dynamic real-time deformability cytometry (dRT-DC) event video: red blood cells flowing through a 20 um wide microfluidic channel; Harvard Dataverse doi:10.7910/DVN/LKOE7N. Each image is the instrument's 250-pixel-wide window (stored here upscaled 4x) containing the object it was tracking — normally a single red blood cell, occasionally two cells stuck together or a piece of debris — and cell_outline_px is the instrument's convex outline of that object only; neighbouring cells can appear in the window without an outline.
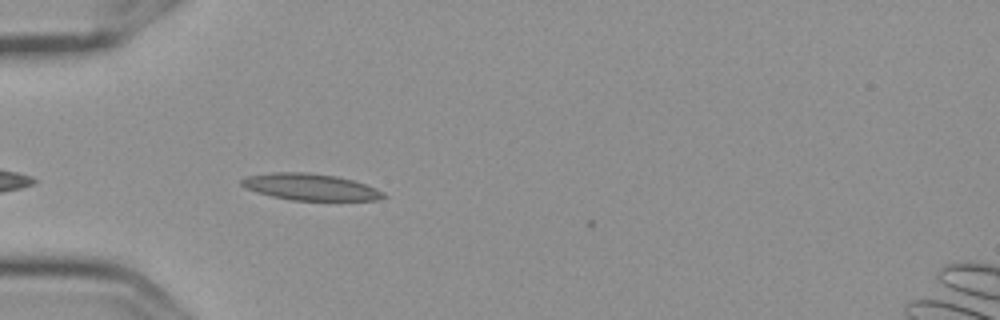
{"species": "Egyptian fruit bat (a non-hibernating species)", "species_latin": "Rousettus aegyptiacus", "temperature_condition": "cold", "stored_images_in_passage": 4, "camera_frame_rate_fps": 3000, "um_per_image_px": 0.085, "frame": {"image": 1, "passage_image": 4, "time_ms": 1.0, "image_size_px": [1000, 320], "cell_outline_px": [[388, 196], [376, 200], [292, 200], [272, 196], [256, 192], [244, 188], [240, 184], [240, 180], [244, 176], [272, 172], [308, 172], [336, 176], [352, 180], [376, 188], [384, 192]], "centroid_in_image_um": [26.33, 15.88], "position_along_channel_um": 58.7, "area_um2": 22.08}}